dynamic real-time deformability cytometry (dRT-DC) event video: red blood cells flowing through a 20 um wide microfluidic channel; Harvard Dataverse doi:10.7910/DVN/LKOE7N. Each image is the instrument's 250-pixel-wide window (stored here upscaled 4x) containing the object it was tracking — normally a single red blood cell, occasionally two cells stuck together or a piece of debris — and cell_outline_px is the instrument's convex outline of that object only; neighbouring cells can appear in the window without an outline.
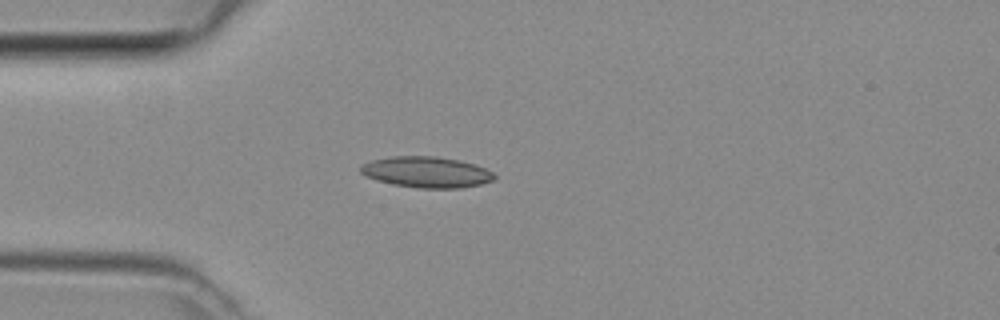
{"species": "common noctule bat (a hibernating species)", "species_latin": "Nyctalus noctula", "temperature_condition": "room temperature", "stored_images_in_passage": 35, "camera_frame_rate_fps": 3000, "um_per_image_px": 0.085, "animal": {"sex": "female", "body_mass_g": 29.2, "forearm_length_mm": 56.3}, "frame": {"image": 1, "passage_image": 1, "time_ms": 0.0, "image_size_px": [1000, 320], "cell_outline_px": [[496, 176], [492, 180], [480, 184], [460, 188], [416, 188], [392, 184], [376, 180], [360, 172], [360, 164], [372, 160], [392, 156], [436, 156], [460, 160], [484, 168], [492, 172]], "centroid_in_image_um": [36.22, 14.62], "position_along_channel_um": 48.8, "area_um2": 24.04}}
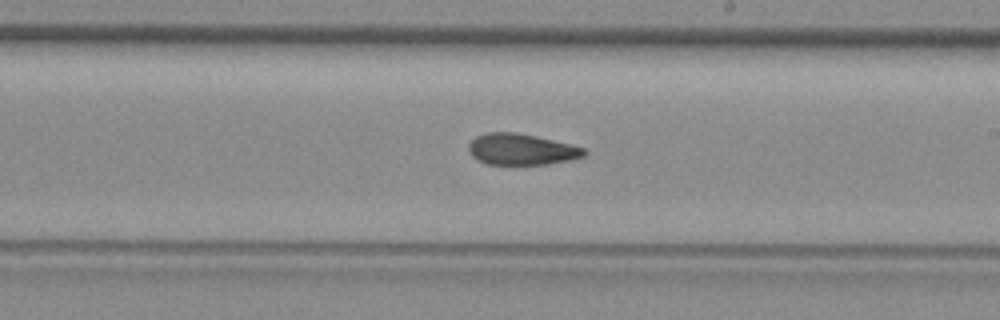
{"frame": {"image": 2, "passage_image": 15, "time_ms": 4.667, "image_size_px": [1000, 320], "cell_outline_px": [[588, 152], [584, 156], [568, 160], [548, 164], [488, 164], [476, 160], [468, 152], [468, 144], [476, 136], [488, 132], [516, 132], [536, 136], [584, 148]], "centroid_in_image_um": [44.27, 12.69], "position_along_channel_um": 244.7, "area_um2": 20.92}}
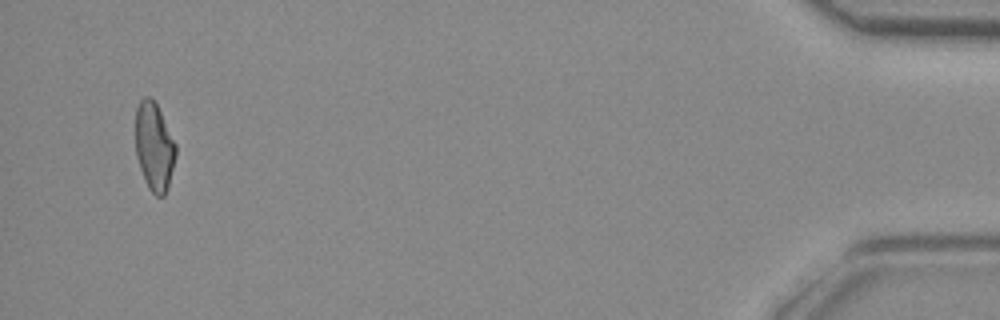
{"frame": {"image": 3, "passage_image": 33, "time_ms": 10.667, "image_size_px": [1000, 320], "cell_outline_px": [[176, 156], [168, 188], [164, 196], [156, 196], [148, 188], [140, 168], [136, 156], [136, 108], [140, 100], [144, 96], [152, 96], [176, 144]], "centroid_in_image_um": [13.11, 12.47], "position_along_channel_um": 422.1, "area_um2": 20.69}}